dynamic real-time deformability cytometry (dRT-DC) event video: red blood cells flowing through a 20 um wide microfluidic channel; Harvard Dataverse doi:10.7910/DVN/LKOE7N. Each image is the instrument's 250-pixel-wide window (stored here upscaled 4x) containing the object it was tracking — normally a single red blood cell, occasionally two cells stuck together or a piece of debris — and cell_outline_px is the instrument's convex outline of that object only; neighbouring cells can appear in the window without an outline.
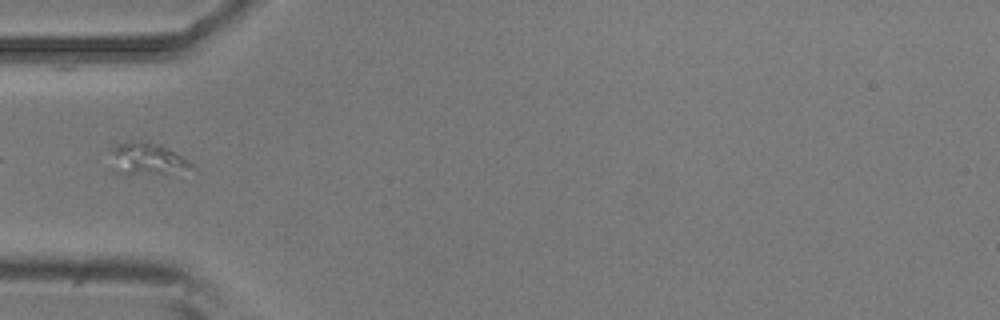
{"species": "common noctule bat (a hibernating species)", "species_latin": "Nyctalus noctula", "temperature_condition": "room temperature", "stored_images_in_passage": 8, "camera_frame_rate_fps": 3000, "um_per_image_px": 0.085, "animal": {"sex": "male", "body_mass_g": 20.5, "forearm_length_mm": 52.5}, "frame": {"image": 1, "passage_image": 3, "time_ms": 0.667, "image_size_px": [1000, 320], "cell_outline_px": [[196, 172], [116, 172], [108, 148], [112, 144], [128, 140], [148, 140], [160, 144], [168, 148], [192, 164], [196, 168]], "centroid_in_image_um": [12.5, 13.43], "position_along_channel_um": 72.5, "area_um2": 15.2}}
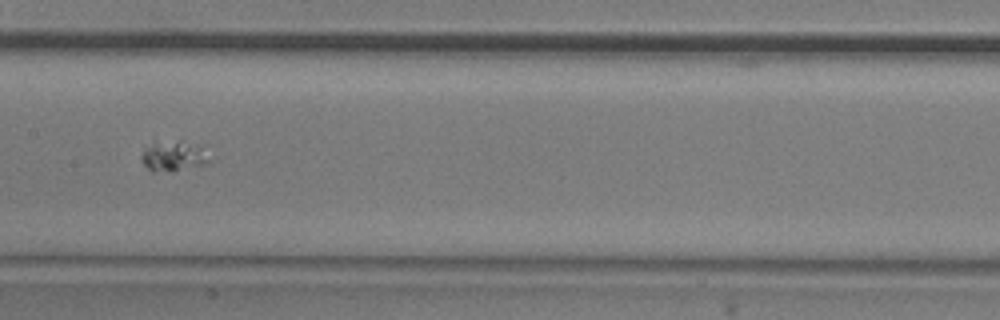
{"frame": {"image": 2, "passage_image": 6, "time_ms": 1.667, "image_size_px": [1000, 320], "cell_outline_px": [[208, 164], [152, 172], [140, 160], [140, 156], [144, 148], [152, 136], [208, 144]], "centroid_in_image_um": [14.73, 13.1], "position_along_channel_um": 192.7, "area_um2": 13.12}}
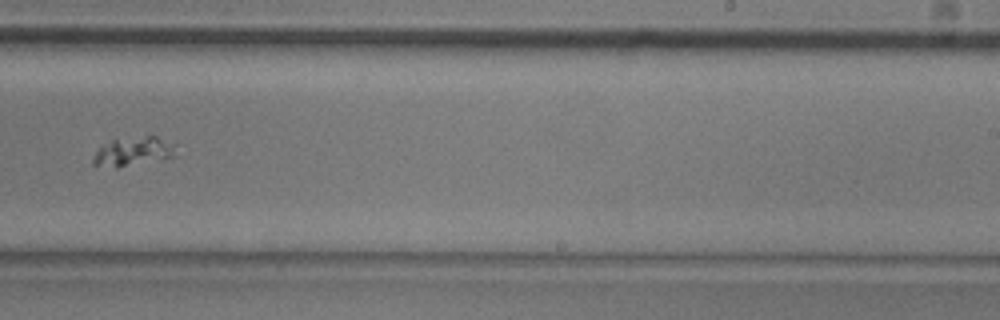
{"frame": {"image": 3, "passage_image": 8, "time_ms": 2.333, "image_size_px": [1000, 320], "cell_outline_px": [[176, 156], [116, 168], [92, 164], [92, 160], [96, 152], [100, 148], [112, 140], [148, 136], [156, 136], [176, 144]], "centroid_in_image_um": [11.37, 12.88], "position_along_channel_um": 277.6, "area_um2": 13.7}}